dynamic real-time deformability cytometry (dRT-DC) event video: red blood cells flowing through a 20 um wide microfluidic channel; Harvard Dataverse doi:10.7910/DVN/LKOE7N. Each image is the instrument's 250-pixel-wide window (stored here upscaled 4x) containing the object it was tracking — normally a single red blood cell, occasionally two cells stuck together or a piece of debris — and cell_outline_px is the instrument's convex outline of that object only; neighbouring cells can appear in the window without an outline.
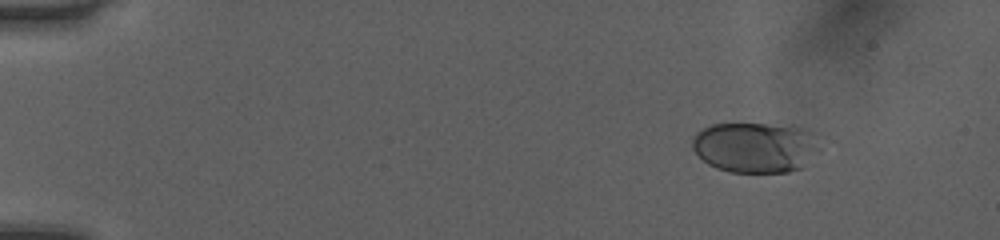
{"species": "human", "species_latin": "Homo sapiens", "temperature_condition": "room temperature", "stored_images_in_passage": 46, "camera_frame_rate_fps": 3000, "um_per_image_px": 0.085, "donor": {"sex": "female"}, "frame": {"image": 1, "passage_image": 1, "time_ms": 0.0, "image_size_px": [1000, 240], "cell_outline_px": [[816, 132], [800, 168], [788, 172], [732, 172], [716, 168], [708, 164], [692, 148], [692, 136], [696, 132], [712, 124], [796, 124], [808, 128]], "centroid_in_image_um": [64.06, 12.48], "position_along_channel_um": 20.9, "area_um2": 36.59}}
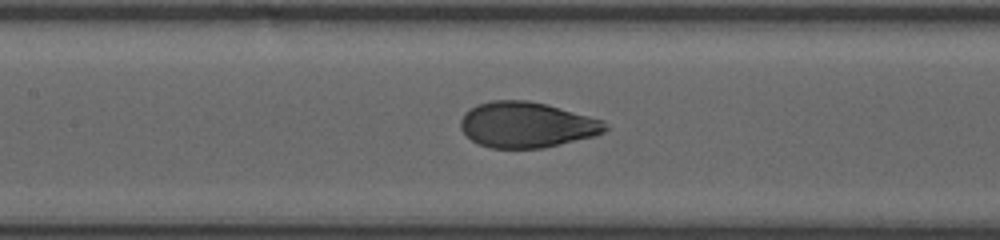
{"frame": {"image": 2, "passage_image": 20, "time_ms": 6.333, "image_size_px": [1000, 240], "cell_outline_px": [[608, 128], [604, 132], [596, 136], [544, 148], [492, 148], [480, 144], [472, 140], [460, 128], [460, 120], [464, 112], [476, 104], [492, 100], [528, 100], [548, 104], [604, 120]], "centroid_in_image_um": [44.79, 10.6], "position_along_channel_um": 162.6, "area_um2": 38.78}}
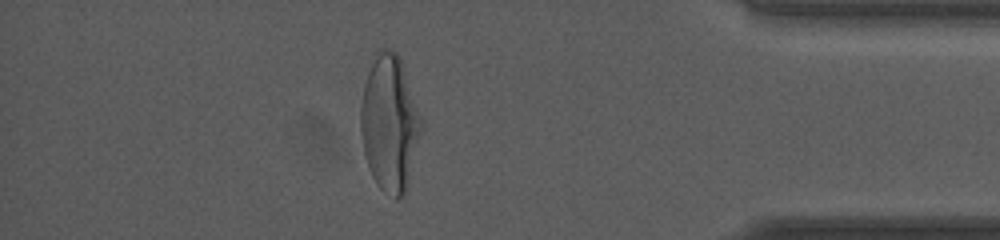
{"frame": {"image": 3, "passage_image": 40, "time_ms": 13.0, "image_size_px": [1000, 240], "cell_outline_px": [[424, 124], [408, 184], [404, 196], [396, 200], [384, 192], [376, 184], [368, 168], [364, 152], [360, 132], [360, 108], [364, 84], [368, 72], [380, 48], [396, 52], [400, 56], [424, 120]], "centroid_in_image_um": [33.15, 10.51], "position_along_channel_um": 402.1, "area_um2": 48.67}, "authors_computed_cell_mechanics": {"area_um2": 39.1306, "velocity_mm_per_s": 4.0564, "shape_relaxation_time_tau1_ms": 4.7435, "shape_relaxation_time_tau2_ms": null, "deformation_change_tau1": 0.2205, "deformation_change_tau2": null}}